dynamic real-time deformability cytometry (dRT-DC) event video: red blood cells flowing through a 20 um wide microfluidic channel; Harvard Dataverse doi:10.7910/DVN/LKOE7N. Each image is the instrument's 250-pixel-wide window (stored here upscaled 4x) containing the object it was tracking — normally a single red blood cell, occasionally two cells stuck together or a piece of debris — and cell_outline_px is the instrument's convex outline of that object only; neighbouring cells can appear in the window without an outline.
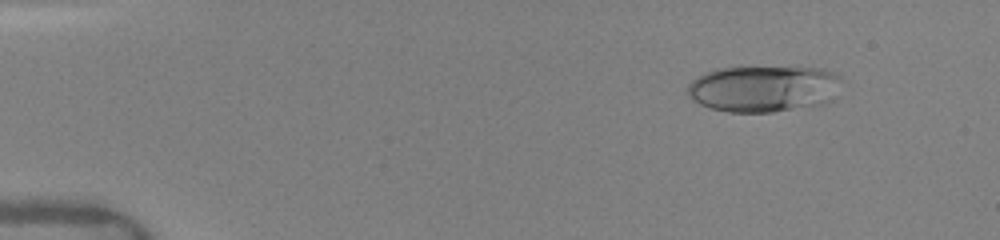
{"species": "human", "species_latin": "Homo sapiens", "temperature_condition": "warm", "stored_images_in_passage": 15, "camera_frame_rate_fps": 3000, "um_per_image_px": 0.085, "donor": {"sex": "female"}, "frame": {"image": 1, "passage_image": 4, "time_ms": 1.333, "image_size_px": [1000, 240], "cell_outline_px": [[840, 76], [836, 96], [832, 100], [824, 104], [772, 112], [728, 112], [712, 108], [700, 104], [692, 100], [688, 96], [688, 84], [692, 80], [704, 72], [716, 68], [740, 64], [796, 64], [824, 68]], "centroid_in_image_um": [64.92, 7.44], "position_along_channel_um": 20.1, "area_um2": 43.99}}
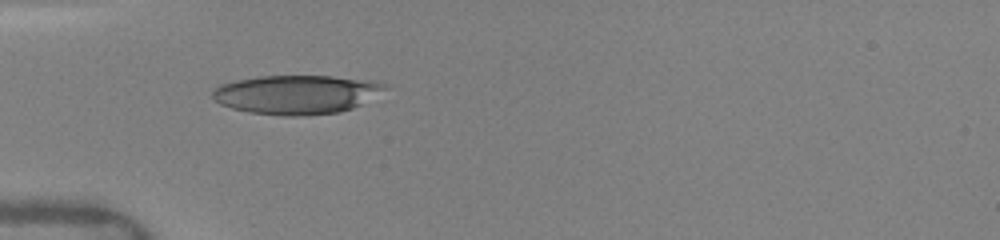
{"frame": {"image": 2, "passage_image": 10, "time_ms": 4.667, "image_size_px": [1000, 240], "cell_outline_px": [[392, 88], [352, 108], [340, 112], [300, 116], [284, 116], [248, 112], [232, 108], [220, 104], [212, 100], [212, 92], [220, 84], [236, 80], [260, 76], [332, 76], [372, 80], [388, 84]], "centroid_in_image_um": [25.24, 8.03], "position_along_channel_um": 59.8, "area_um2": 39.54}}
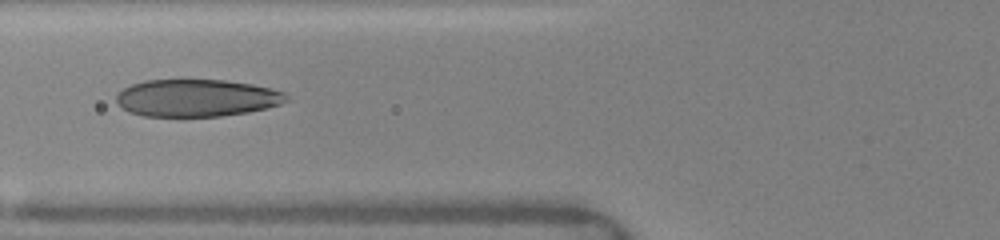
{"frame": {"image": 3, "passage_image": 13, "time_ms": 6.0, "image_size_px": [1000, 240], "cell_outline_px": [[288, 100], [280, 104], [268, 108], [248, 112], [220, 116], [144, 116], [128, 112], [116, 104], [116, 96], [124, 88], [132, 84], [144, 80], [224, 80], [252, 84], [272, 88], [284, 92], [288, 96]], "centroid_in_image_um": [16.72, 8.33], "position_along_channel_um": 109.1, "area_um2": 37.11}}